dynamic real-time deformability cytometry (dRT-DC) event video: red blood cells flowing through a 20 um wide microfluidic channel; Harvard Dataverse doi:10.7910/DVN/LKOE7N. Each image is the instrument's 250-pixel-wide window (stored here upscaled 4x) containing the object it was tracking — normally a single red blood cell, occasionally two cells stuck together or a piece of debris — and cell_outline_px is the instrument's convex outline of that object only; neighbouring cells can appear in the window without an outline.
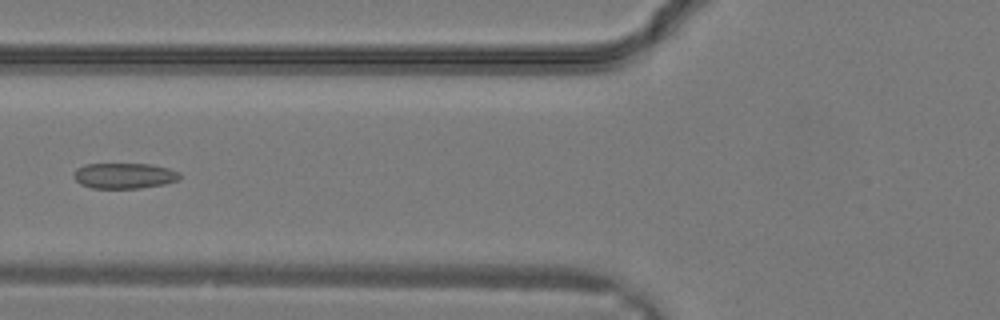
{"species": "common noctule bat (a hibernating species)", "species_latin": "Nyctalus noctula", "temperature_condition": "warm", "stored_images_in_passage": 31, "camera_frame_rate_fps": 3000, "um_per_image_px": 0.085, "animal": {"sex": "male", "body_mass_g": 19.2, "forearm_length_mm": 51.8}, "frame": {"image": 1, "passage_image": 12, "time_ms": 3.667, "image_size_px": [1000, 320], "cell_outline_px": [[180, 176], [176, 180], [164, 184], [140, 188], [92, 188], [80, 184], [72, 176], [72, 172], [76, 168], [84, 164], [148, 164], [168, 168], [180, 172]], "centroid_in_image_um": [10.5, 14.93], "position_along_channel_um": 115.3, "area_um2": 15.84}}
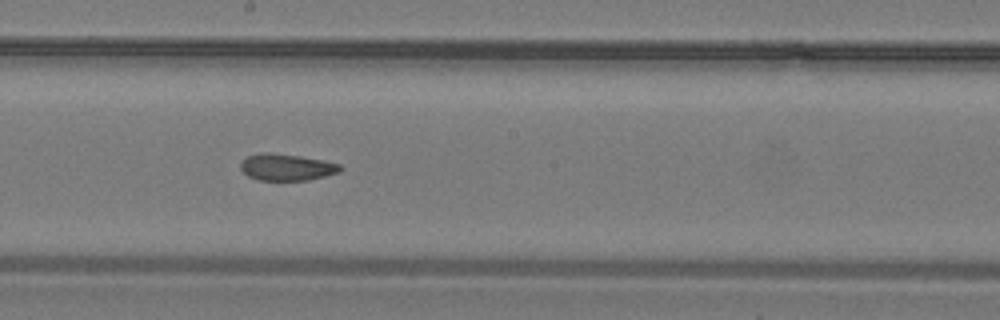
{"frame": {"image": 2, "passage_image": 17, "time_ms": 5.333, "image_size_px": [1000, 320], "cell_outline_px": [[344, 168], [340, 172], [308, 180], [260, 180], [248, 176], [240, 168], [240, 164], [248, 156], [260, 152], [272, 152], [300, 156], [324, 160], [340, 164]], "centroid_in_image_um": [24.39, 14.2], "position_along_channel_um": 223.8, "area_um2": 15.55}}
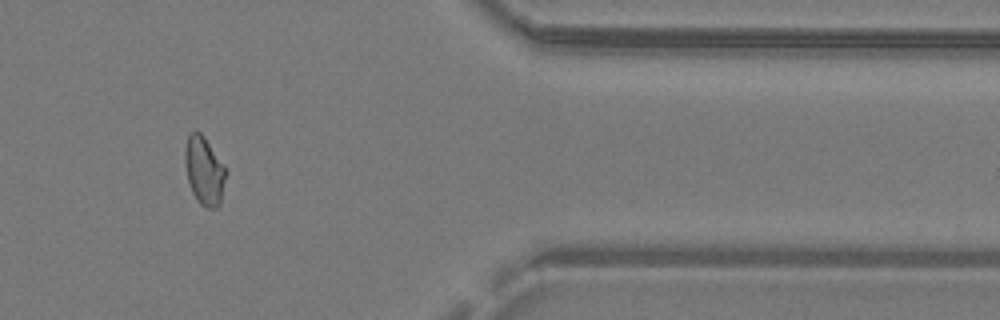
{"frame": {"image": 3, "passage_image": 26, "time_ms": 8.333, "image_size_px": [1000, 320], "cell_outline_px": [[228, 172], [220, 204], [216, 208], [208, 208], [200, 204], [196, 200], [192, 192], [188, 180], [184, 160], [184, 152], [188, 136], [196, 128], [204, 136]], "centroid_in_image_um": [17.37, 14.52], "position_along_channel_um": 394.0, "area_um2": 16.42}}